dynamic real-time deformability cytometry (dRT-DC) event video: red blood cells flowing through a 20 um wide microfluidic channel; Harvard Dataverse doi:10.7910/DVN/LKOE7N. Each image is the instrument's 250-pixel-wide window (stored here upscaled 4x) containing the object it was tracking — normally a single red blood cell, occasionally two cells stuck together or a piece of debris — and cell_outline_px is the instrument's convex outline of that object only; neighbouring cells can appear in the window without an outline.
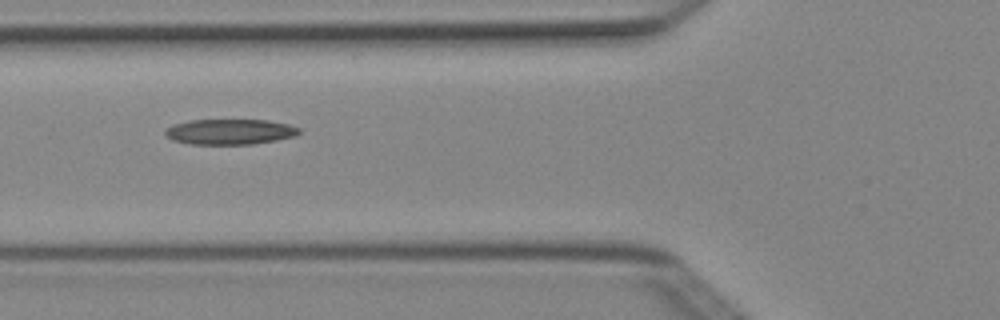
{"species": "Egyptian fruit bat (a non-hibernating species)", "species_latin": "Rousettus aegyptiacus", "temperature_condition": "cold", "stored_images_in_passage": 5, "camera_frame_rate_fps": 3000, "um_per_image_px": 0.085, "animal": {"sex": "female"}, "frame": {"image": 1, "passage_image": 5, "time_ms": 1.333, "image_size_px": [1000, 320], "cell_outline_px": [[300, 132], [296, 136], [276, 140], [252, 144], [188, 144], [172, 140], [164, 132], [172, 124], [188, 120], [268, 120], [288, 124], [300, 128]], "centroid_in_image_um": [19.54, 11.2], "position_along_channel_um": 106.3, "area_um2": 19.88}}